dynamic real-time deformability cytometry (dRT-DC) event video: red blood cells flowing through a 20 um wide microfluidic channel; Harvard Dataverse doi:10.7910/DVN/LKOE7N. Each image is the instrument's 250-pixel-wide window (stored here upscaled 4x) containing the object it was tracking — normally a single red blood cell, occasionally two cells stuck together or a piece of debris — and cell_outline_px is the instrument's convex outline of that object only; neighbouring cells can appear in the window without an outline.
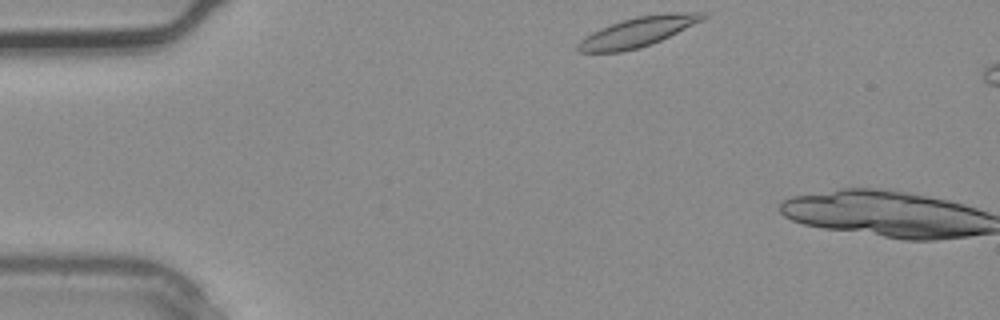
{"species": "common noctule bat (a hibernating species)", "species_latin": "Nyctalus noctula", "temperature_condition": "warm", "stored_images_in_passage": 2, "camera_frame_rate_fps": 3000, "um_per_image_px": 0.085, "animal": {"sex": "male", "body_mass_g": 20.4}, "frame": {"image": 1, "passage_image": 1, "time_ms": 0.0, "image_size_px": [1000, 320], "cell_outline_px": [[708, 16], [652, 44], [640, 48], [620, 52], [580, 52], [576, 48], [576, 44], [580, 40], [592, 32], [600, 28], [636, 16], [672, 12], [704, 12]], "centroid_in_image_um": [54.16, 2.71], "position_along_channel_um": 30.8, "area_um2": 21.21}}